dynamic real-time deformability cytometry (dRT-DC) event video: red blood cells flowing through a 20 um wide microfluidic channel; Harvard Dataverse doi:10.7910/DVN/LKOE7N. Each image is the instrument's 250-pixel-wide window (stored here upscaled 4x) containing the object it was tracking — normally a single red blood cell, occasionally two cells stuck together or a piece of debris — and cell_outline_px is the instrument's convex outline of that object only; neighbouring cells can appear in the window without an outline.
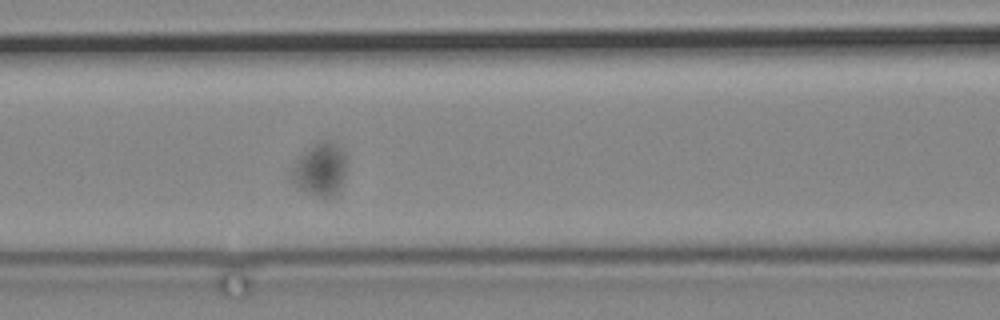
{"species": "common noctule bat (a hibernating species)", "species_latin": "Nyctalus noctula", "temperature_condition": "cold", "stored_images_in_passage": 20, "camera_frame_rate_fps": 3000, "um_per_image_px": 0.085, "animal": {"sex": "male", "body_mass_g": 19.2, "forearm_length_mm": 51.8}, "frame": {"image": 1, "passage_image": 19, "time_ms": 21.667, "image_size_px": [1000, 320], "cell_outline_px": [[348, 160], [344, 176], [336, 192], [328, 200], [324, 200], [296, 188], [292, 180], [292, 172], [296, 160], [312, 144], [320, 140], [332, 140], [344, 152]], "centroid_in_image_um": [27.23, 14.41], "position_along_channel_um": 139.4, "area_um2": 17.28}}